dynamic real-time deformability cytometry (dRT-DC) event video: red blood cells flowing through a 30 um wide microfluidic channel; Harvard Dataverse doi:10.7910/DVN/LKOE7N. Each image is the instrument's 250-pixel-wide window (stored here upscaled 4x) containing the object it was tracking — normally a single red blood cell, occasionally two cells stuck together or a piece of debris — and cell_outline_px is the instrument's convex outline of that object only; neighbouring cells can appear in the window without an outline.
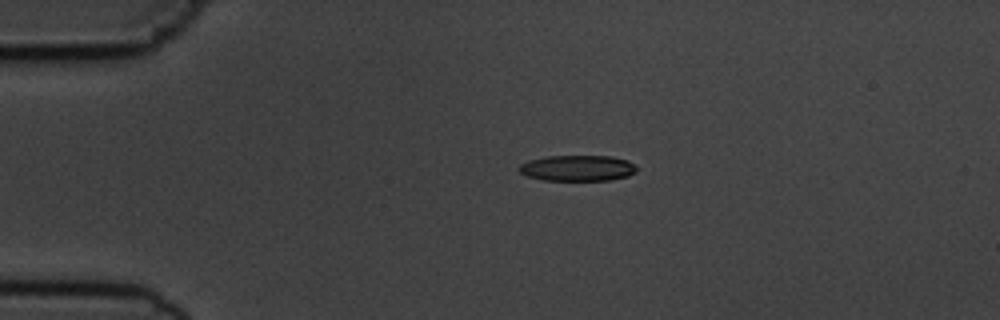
{"species": "common noctule bat (a hibernating species)", "species_latin": "Nyctalus noctula", "temperature_condition": "cold", "stored_images_in_passage": 7, "camera_frame_rate_fps": 3000, "um_per_image_px": 0.085, "animal": {"sex": "male", "body_mass_g": 19.5, "forearm_length_mm": 54.6}, "frame": {"image": 1, "passage_image": 4, "time_ms": 3.667, "image_size_px": [1000, 320], "cell_outline_px": [[636, 172], [628, 176], [612, 180], [544, 180], [528, 176], [520, 172], [516, 168], [520, 164], [528, 160], [548, 156], [612, 156], [628, 160], [636, 168]], "centroid_in_image_um": [49.08, 14.29], "position_along_channel_um": 35.9, "area_um2": 17.74}}
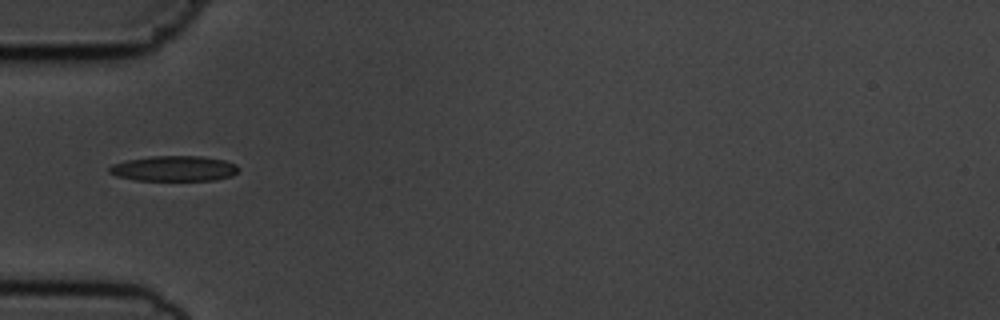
{"frame": {"image": 2, "passage_image": 6, "time_ms": 5.667, "image_size_px": [1000, 320], "cell_outline_px": [[240, 168], [232, 176], [216, 180], [136, 180], [116, 176], [108, 172], [108, 168], [112, 164], [124, 160], [152, 156], [200, 156], [224, 160], [236, 164]], "centroid_in_image_um": [14.78, 14.32], "position_along_channel_um": 70.2, "area_um2": 19.19}}
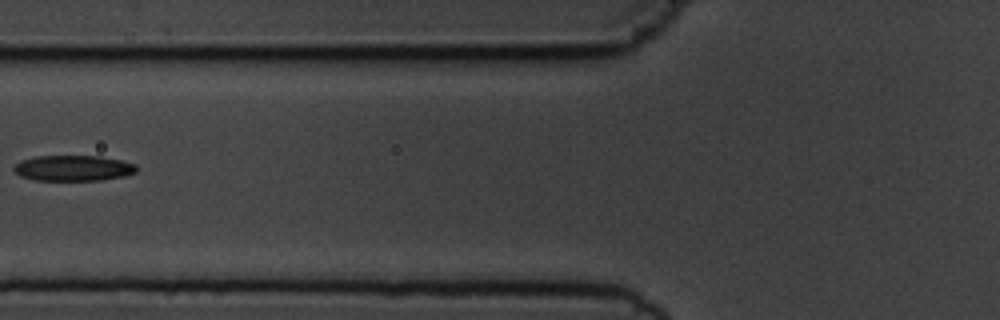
{"frame": {"image": 3, "passage_image": 7, "time_ms": 7.0, "image_size_px": [1000, 320], "cell_outline_px": [[136, 172], [124, 176], [100, 180], [36, 180], [20, 176], [12, 168], [20, 160], [36, 156], [100, 156], [120, 160], [136, 164]], "centroid_in_image_um": [6.21, 14.28], "position_along_channel_um": 119.6, "area_um2": 18.26}}